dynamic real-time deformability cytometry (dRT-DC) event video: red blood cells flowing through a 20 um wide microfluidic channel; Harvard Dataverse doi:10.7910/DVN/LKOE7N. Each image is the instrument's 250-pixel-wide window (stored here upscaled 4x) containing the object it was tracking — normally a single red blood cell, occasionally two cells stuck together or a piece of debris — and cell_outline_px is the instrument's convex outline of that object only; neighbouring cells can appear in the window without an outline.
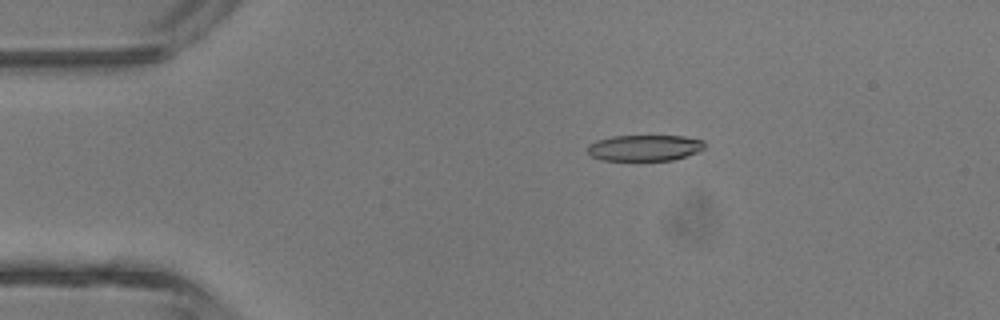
{"species": "common noctule bat (a hibernating species)", "species_latin": "Nyctalus noctula", "temperature_condition": "room temperature", "stored_images_in_passage": 44, "camera_frame_rate_fps": 3000, "um_per_image_px": 0.085, "animal": {"sex": "male", "body_mass_g": 13.3}, "frame": {"image": 1, "passage_image": 9, "time_ms": 2.667, "image_size_px": [1000, 320], "cell_outline_px": [[704, 148], [696, 152], [672, 160], [604, 160], [592, 156], [588, 152], [588, 144], [596, 140], [612, 136], [684, 136], [704, 140]], "centroid_in_image_um": [54.78, 12.55], "position_along_channel_um": 30.2, "area_um2": 17.63}}
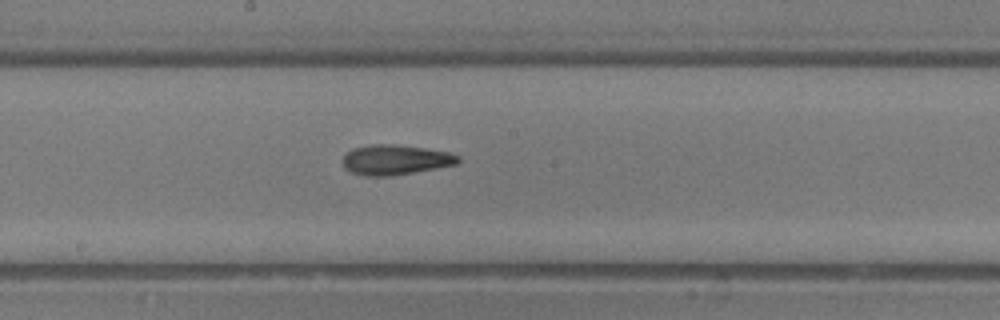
{"frame": {"image": 2, "passage_image": 24, "time_ms": 7.667, "image_size_px": [1000, 320], "cell_outline_px": [[460, 160], [456, 164], [436, 168], [392, 176], [364, 176], [352, 172], [344, 168], [344, 156], [352, 148], [372, 144], [392, 144], [424, 148], [448, 152], [460, 156]], "centroid_in_image_um": [33.6, 13.58], "position_along_channel_um": 214.6, "area_um2": 20.06}}
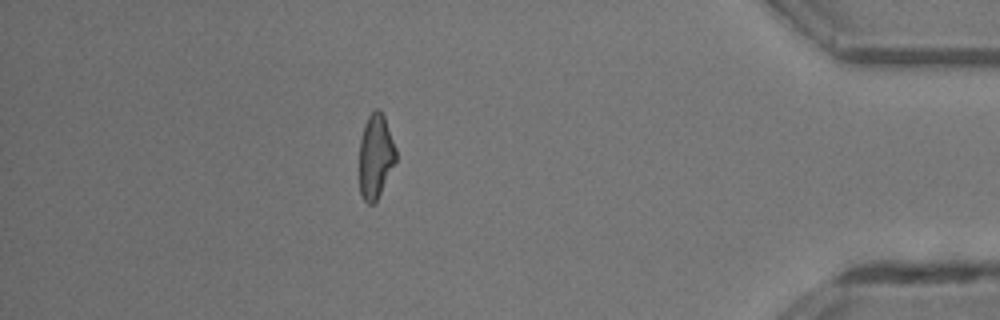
{"frame": {"image": 3, "passage_image": 39, "time_ms": 12.667, "image_size_px": [1000, 320], "cell_outline_px": [[396, 160], [376, 200], [372, 204], [368, 204], [364, 200], [360, 192], [360, 140], [364, 124], [368, 116], [376, 108], [384, 116], [396, 148]], "centroid_in_image_um": [31.92, 13.26], "position_along_channel_um": 403.3, "area_um2": 17.57}, "authors_computed_cell_mechanics": {"area_um2": 19.1896, "velocity_mm_per_s": 4.735, "shape_relaxation_time_tau1_ms": 6.557, "shape_relaxation_time_tau2_ms": 5.4868, "deformation_change_tau1": 0.2339, "deformation_change_tau2": 0.1878}}